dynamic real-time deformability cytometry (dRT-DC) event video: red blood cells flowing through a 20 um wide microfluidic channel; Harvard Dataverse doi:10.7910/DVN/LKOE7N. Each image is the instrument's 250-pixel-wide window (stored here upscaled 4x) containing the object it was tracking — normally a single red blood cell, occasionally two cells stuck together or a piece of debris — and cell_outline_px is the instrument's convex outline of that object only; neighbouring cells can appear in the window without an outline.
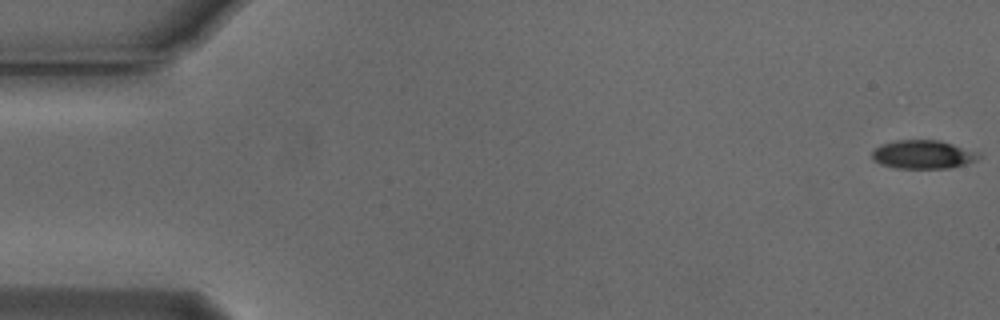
{"species": "Egyptian fruit bat (a non-hibernating species)", "species_latin": "Rousettus aegyptiacus", "temperature_condition": "cold", "stored_images_in_passage": 20, "camera_frame_rate_fps": 3000, "um_per_image_px": 0.085, "animal": {"sex": "male"}, "frame": {"image": 1, "passage_image": 1, "time_ms": 0.0, "image_size_px": [1000, 320], "cell_outline_px": [[980, 156], [976, 160], [964, 164], [948, 168], [896, 168], [880, 164], [872, 160], [872, 152], [880, 144], [896, 140], [940, 140], [980, 152]], "centroid_in_image_um": [78.44, 13.12], "position_along_channel_um": 6.6, "area_um2": 17.8}}
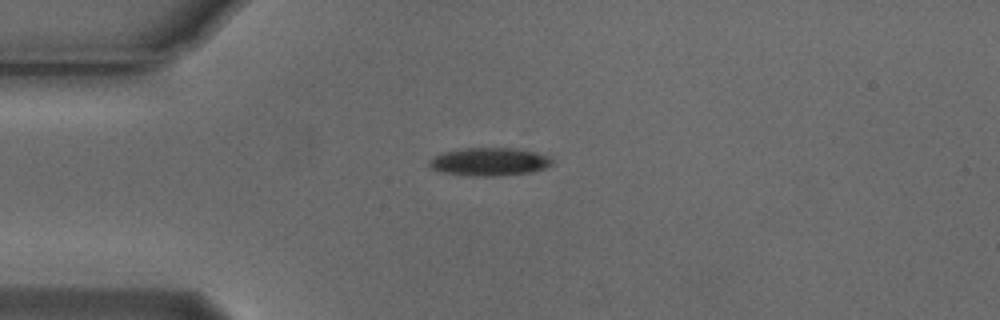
{"frame": {"image": 2, "passage_image": 14, "time_ms": 4.333, "image_size_px": [1000, 320], "cell_outline_px": [[552, 164], [544, 168], [532, 172], [500, 176], [468, 176], [444, 172], [432, 168], [428, 164], [428, 160], [444, 152], [464, 148], [520, 148], [536, 152], [548, 156], [552, 160]], "centroid_in_image_um": [41.62, 13.75], "position_along_channel_um": 43.4, "area_um2": 20.11}}
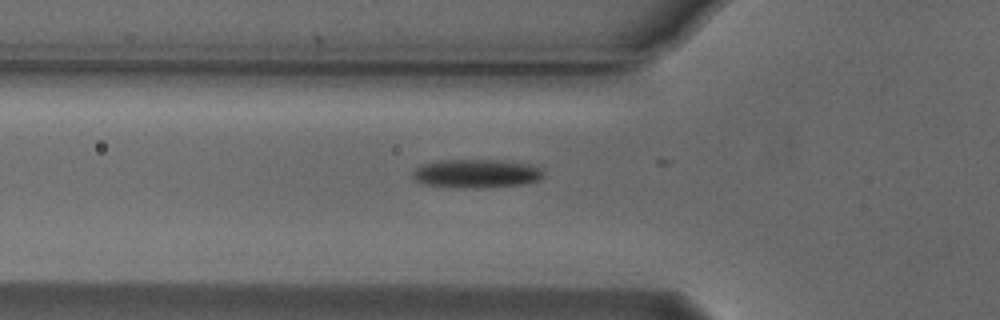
{"frame": {"image": 3, "passage_image": 19, "time_ms": 6.0, "image_size_px": [1000, 320], "cell_outline_px": [[544, 176], [536, 180], [524, 184], [464, 188], [420, 184], [412, 176], [412, 172], [416, 168], [424, 164], [440, 160], [504, 160], [532, 164], [544, 172]], "centroid_in_image_um": [40.47, 14.74], "position_along_channel_um": 85.3, "area_um2": 21.68}}